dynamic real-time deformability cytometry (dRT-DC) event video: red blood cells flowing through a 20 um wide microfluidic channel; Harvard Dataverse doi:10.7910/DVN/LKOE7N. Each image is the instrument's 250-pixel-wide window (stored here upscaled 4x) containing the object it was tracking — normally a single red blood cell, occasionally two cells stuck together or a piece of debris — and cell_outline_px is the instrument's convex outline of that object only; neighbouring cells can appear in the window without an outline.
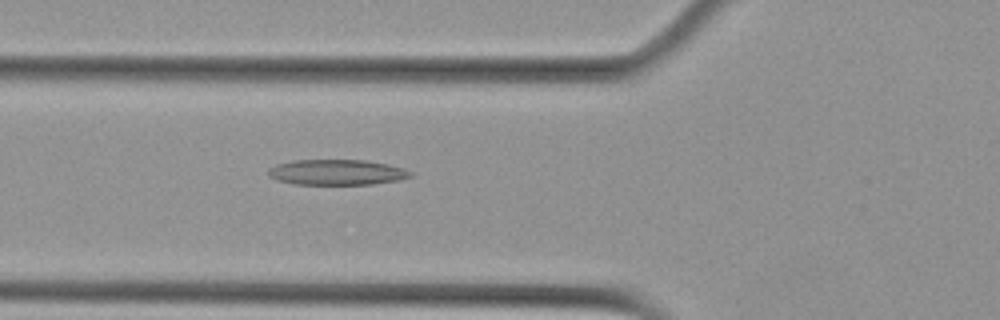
{"species": "Egyptian fruit bat (a non-hibernating species)", "species_latin": "Rousettus aegyptiacus", "temperature_condition": "cold", "stored_images_in_passage": 6, "camera_frame_rate_fps": 3000, "um_per_image_px": 0.085, "animal": {"sex": "female"}, "frame": {"image": 1, "passage_image": 6, "time_ms": 1.667, "image_size_px": [1000, 320], "cell_outline_px": [[412, 176], [400, 180], [372, 184], [296, 184], [276, 180], [268, 176], [268, 168], [276, 164], [292, 160], [364, 160], [388, 164], [404, 168], [412, 172]], "centroid_in_image_um": [28.62, 14.64], "position_along_channel_um": 97.2, "area_um2": 21.21}}